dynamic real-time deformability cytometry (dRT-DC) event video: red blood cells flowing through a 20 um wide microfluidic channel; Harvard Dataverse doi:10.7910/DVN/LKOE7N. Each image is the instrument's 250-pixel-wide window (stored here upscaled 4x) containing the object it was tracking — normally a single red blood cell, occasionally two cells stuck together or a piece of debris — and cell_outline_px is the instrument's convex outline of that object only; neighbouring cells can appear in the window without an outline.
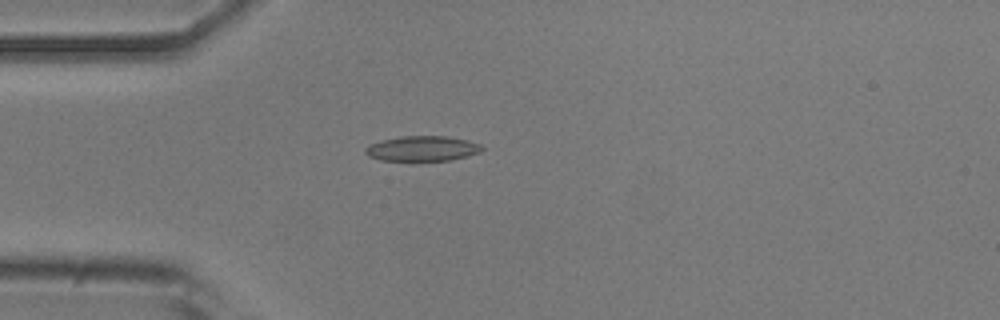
{"species": "common noctule bat (a hibernating species)", "species_latin": "Nyctalus noctula", "temperature_condition": "room temperature", "stored_images_in_passage": 5, "camera_frame_rate_fps": 3000, "um_per_image_px": 0.085, "animal": {"sex": "male", "body_mass_g": 20.5, "forearm_length_mm": 52.5}, "frame": {"image": 1, "passage_image": 4, "time_ms": 1.0, "image_size_px": [1000, 320], "cell_outline_px": [[484, 148], [480, 152], [468, 156], [452, 160], [416, 164], [380, 160], [368, 156], [364, 152], [364, 148], [368, 144], [380, 140], [400, 136], [448, 136], [468, 140], [480, 144]], "centroid_in_image_um": [35.85, 12.68], "position_along_channel_um": 49.2, "area_um2": 18.26}}